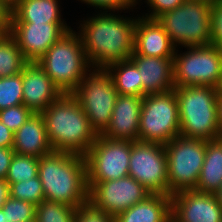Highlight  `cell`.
Masks as SVG:
<instances>
[{
    "mask_svg": "<svg viewBox=\"0 0 222 222\" xmlns=\"http://www.w3.org/2000/svg\"><path fill=\"white\" fill-rule=\"evenodd\" d=\"M100 12L83 20L77 32L92 68H106L111 63L129 59L134 51L137 19Z\"/></svg>",
    "mask_w": 222,
    "mask_h": 222,
    "instance_id": "cell-1",
    "label": "cell"
},
{
    "mask_svg": "<svg viewBox=\"0 0 222 222\" xmlns=\"http://www.w3.org/2000/svg\"><path fill=\"white\" fill-rule=\"evenodd\" d=\"M38 177L45 200L78 207L88 200L85 156L66 151H52L39 158Z\"/></svg>",
    "mask_w": 222,
    "mask_h": 222,
    "instance_id": "cell-2",
    "label": "cell"
},
{
    "mask_svg": "<svg viewBox=\"0 0 222 222\" xmlns=\"http://www.w3.org/2000/svg\"><path fill=\"white\" fill-rule=\"evenodd\" d=\"M41 115L53 151L84 156L96 141L98 134L73 94L62 93Z\"/></svg>",
    "mask_w": 222,
    "mask_h": 222,
    "instance_id": "cell-3",
    "label": "cell"
},
{
    "mask_svg": "<svg viewBox=\"0 0 222 222\" xmlns=\"http://www.w3.org/2000/svg\"><path fill=\"white\" fill-rule=\"evenodd\" d=\"M180 136L210 141L221 137L218 126L219 90L212 86L175 87Z\"/></svg>",
    "mask_w": 222,
    "mask_h": 222,
    "instance_id": "cell-4",
    "label": "cell"
},
{
    "mask_svg": "<svg viewBox=\"0 0 222 222\" xmlns=\"http://www.w3.org/2000/svg\"><path fill=\"white\" fill-rule=\"evenodd\" d=\"M64 94H72L91 65L77 32L70 29L37 61Z\"/></svg>",
    "mask_w": 222,
    "mask_h": 222,
    "instance_id": "cell-5",
    "label": "cell"
},
{
    "mask_svg": "<svg viewBox=\"0 0 222 222\" xmlns=\"http://www.w3.org/2000/svg\"><path fill=\"white\" fill-rule=\"evenodd\" d=\"M212 6L209 3L186 0L156 20L176 48L179 45L185 48L206 46L212 44Z\"/></svg>",
    "mask_w": 222,
    "mask_h": 222,
    "instance_id": "cell-6",
    "label": "cell"
},
{
    "mask_svg": "<svg viewBox=\"0 0 222 222\" xmlns=\"http://www.w3.org/2000/svg\"><path fill=\"white\" fill-rule=\"evenodd\" d=\"M179 135L180 119L175 88L144 96L139 141L165 145Z\"/></svg>",
    "mask_w": 222,
    "mask_h": 222,
    "instance_id": "cell-7",
    "label": "cell"
},
{
    "mask_svg": "<svg viewBox=\"0 0 222 222\" xmlns=\"http://www.w3.org/2000/svg\"><path fill=\"white\" fill-rule=\"evenodd\" d=\"M189 50V51H188ZM175 87L212 86L222 80V48L215 44L187 47V51L173 57Z\"/></svg>",
    "mask_w": 222,
    "mask_h": 222,
    "instance_id": "cell-8",
    "label": "cell"
},
{
    "mask_svg": "<svg viewBox=\"0 0 222 222\" xmlns=\"http://www.w3.org/2000/svg\"><path fill=\"white\" fill-rule=\"evenodd\" d=\"M164 148L167 155L168 195L195 189L205 160L206 141L179 135Z\"/></svg>",
    "mask_w": 222,
    "mask_h": 222,
    "instance_id": "cell-9",
    "label": "cell"
},
{
    "mask_svg": "<svg viewBox=\"0 0 222 222\" xmlns=\"http://www.w3.org/2000/svg\"><path fill=\"white\" fill-rule=\"evenodd\" d=\"M72 94L87 115L91 127L98 135L101 134L110 123L118 96L109 72L105 68H90Z\"/></svg>",
    "mask_w": 222,
    "mask_h": 222,
    "instance_id": "cell-10",
    "label": "cell"
},
{
    "mask_svg": "<svg viewBox=\"0 0 222 222\" xmlns=\"http://www.w3.org/2000/svg\"><path fill=\"white\" fill-rule=\"evenodd\" d=\"M130 154V141L111 140L99 134L84 155L87 183H99L129 176Z\"/></svg>",
    "mask_w": 222,
    "mask_h": 222,
    "instance_id": "cell-11",
    "label": "cell"
},
{
    "mask_svg": "<svg viewBox=\"0 0 222 222\" xmlns=\"http://www.w3.org/2000/svg\"><path fill=\"white\" fill-rule=\"evenodd\" d=\"M129 176L151 194L168 195L167 155L163 144L131 142Z\"/></svg>",
    "mask_w": 222,
    "mask_h": 222,
    "instance_id": "cell-12",
    "label": "cell"
},
{
    "mask_svg": "<svg viewBox=\"0 0 222 222\" xmlns=\"http://www.w3.org/2000/svg\"><path fill=\"white\" fill-rule=\"evenodd\" d=\"M87 184L88 200L114 217L151 195L141 183L131 176Z\"/></svg>",
    "mask_w": 222,
    "mask_h": 222,
    "instance_id": "cell-13",
    "label": "cell"
},
{
    "mask_svg": "<svg viewBox=\"0 0 222 222\" xmlns=\"http://www.w3.org/2000/svg\"><path fill=\"white\" fill-rule=\"evenodd\" d=\"M67 23H11L10 34L28 62H37L67 31Z\"/></svg>",
    "mask_w": 222,
    "mask_h": 222,
    "instance_id": "cell-14",
    "label": "cell"
},
{
    "mask_svg": "<svg viewBox=\"0 0 222 222\" xmlns=\"http://www.w3.org/2000/svg\"><path fill=\"white\" fill-rule=\"evenodd\" d=\"M171 222H222L213 193L184 190L171 195Z\"/></svg>",
    "mask_w": 222,
    "mask_h": 222,
    "instance_id": "cell-15",
    "label": "cell"
},
{
    "mask_svg": "<svg viewBox=\"0 0 222 222\" xmlns=\"http://www.w3.org/2000/svg\"><path fill=\"white\" fill-rule=\"evenodd\" d=\"M143 97L118 94L107 128L100 134L111 140L139 141Z\"/></svg>",
    "mask_w": 222,
    "mask_h": 222,
    "instance_id": "cell-16",
    "label": "cell"
},
{
    "mask_svg": "<svg viewBox=\"0 0 222 222\" xmlns=\"http://www.w3.org/2000/svg\"><path fill=\"white\" fill-rule=\"evenodd\" d=\"M23 104L33 113H41L62 92L37 62H28L22 71Z\"/></svg>",
    "mask_w": 222,
    "mask_h": 222,
    "instance_id": "cell-17",
    "label": "cell"
},
{
    "mask_svg": "<svg viewBox=\"0 0 222 222\" xmlns=\"http://www.w3.org/2000/svg\"><path fill=\"white\" fill-rule=\"evenodd\" d=\"M129 59L140 72L142 97L175 88L173 57L132 54Z\"/></svg>",
    "mask_w": 222,
    "mask_h": 222,
    "instance_id": "cell-18",
    "label": "cell"
},
{
    "mask_svg": "<svg viewBox=\"0 0 222 222\" xmlns=\"http://www.w3.org/2000/svg\"><path fill=\"white\" fill-rule=\"evenodd\" d=\"M176 47L156 19L138 17L134 30L132 54L155 57H174Z\"/></svg>",
    "mask_w": 222,
    "mask_h": 222,
    "instance_id": "cell-19",
    "label": "cell"
},
{
    "mask_svg": "<svg viewBox=\"0 0 222 222\" xmlns=\"http://www.w3.org/2000/svg\"><path fill=\"white\" fill-rule=\"evenodd\" d=\"M12 149L15 154L40 158L53 151L41 113H33L14 133Z\"/></svg>",
    "mask_w": 222,
    "mask_h": 222,
    "instance_id": "cell-20",
    "label": "cell"
},
{
    "mask_svg": "<svg viewBox=\"0 0 222 222\" xmlns=\"http://www.w3.org/2000/svg\"><path fill=\"white\" fill-rule=\"evenodd\" d=\"M115 222H171V196L151 194L118 214Z\"/></svg>",
    "mask_w": 222,
    "mask_h": 222,
    "instance_id": "cell-21",
    "label": "cell"
},
{
    "mask_svg": "<svg viewBox=\"0 0 222 222\" xmlns=\"http://www.w3.org/2000/svg\"><path fill=\"white\" fill-rule=\"evenodd\" d=\"M58 1L60 0H15L12 4L11 23H65L61 18Z\"/></svg>",
    "mask_w": 222,
    "mask_h": 222,
    "instance_id": "cell-22",
    "label": "cell"
},
{
    "mask_svg": "<svg viewBox=\"0 0 222 222\" xmlns=\"http://www.w3.org/2000/svg\"><path fill=\"white\" fill-rule=\"evenodd\" d=\"M222 185V137L206 141L205 160L194 190L214 193Z\"/></svg>",
    "mask_w": 222,
    "mask_h": 222,
    "instance_id": "cell-23",
    "label": "cell"
},
{
    "mask_svg": "<svg viewBox=\"0 0 222 222\" xmlns=\"http://www.w3.org/2000/svg\"><path fill=\"white\" fill-rule=\"evenodd\" d=\"M105 69L112 77L118 94L142 97L140 72L130 59L111 63Z\"/></svg>",
    "mask_w": 222,
    "mask_h": 222,
    "instance_id": "cell-24",
    "label": "cell"
},
{
    "mask_svg": "<svg viewBox=\"0 0 222 222\" xmlns=\"http://www.w3.org/2000/svg\"><path fill=\"white\" fill-rule=\"evenodd\" d=\"M28 61L10 33L0 35V78L21 73Z\"/></svg>",
    "mask_w": 222,
    "mask_h": 222,
    "instance_id": "cell-25",
    "label": "cell"
},
{
    "mask_svg": "<svg viewBox=\"0 0 222 222\" xmlns=\"http://www.w3.org/2000/svg\"><path fill=\"white\" fill-rule=\"evenodd\" d=\"M76 207L44 200L36 206L35 222H74Z\"/></svg>",
    "mask_w": 222,
    "mask_h": 222,
    "instance_id": "cell-26",
    "label": "cell"
},
{
    "mask_svg": "<svg viewBox=\"0 0 222 222\" xmlns=\"http://www.w3.org/2000/svg\"><path fill=\"white\" fill-rule=\"evenodd\" d=\"M39 158L14 154L10 163L6 181L10 184L25 182L38 176Z\"/></svg>",
    "mask_w": 222,
    "mask_h": 222,
    "instance_id": "cell-27",
    "label": "cell"
},
{
    "mask_svg": "<svg viewBox=\"0 0 222 222\" xmlns=\"http://www.w3.org/2000/svg\"><path fill=\"white\" fill-rule=\"evenodd\" d=\"M22 72L0 78V111L23 104Z\"/></svg>",
    "mask_w": 222,
    "mask_h": 222,
    "instance_id": "cell-28",
    "label": "cell"
},
{
    "mask_svg": "<svg viewBox=\"0 0 222 222\" xmlns=\"http://www.w3.org/2000/svg\"><path fill=\"white\" fill-rule=\"evenodd\" d=\"M10 196L36 206L45 200L42 183L38 176L25 182L10 184Z\"/></svg>",
    "mask_w": 222,
    "mask_h": 222,
    "instance_id": "cell-29",
    "label": "cell"
},
{
    "mask_svg": "<svg viewBox=\"0 0 222 222\" xmlns=\"http://www.w3.org/2000/svg\"><path fill=\"white\" fill-rule=\"evenodd\" d=\"M6 222H32L35 221L36 205L17 200L11 196L2 206Z\"/></svg>",
    "mask_w": 222,
    "mask_h": 222,
    "instance_id": "cell-30",
    "label": "cell"
},
{
    "mask_svg": "<svg viewBox=\"0 0 222 222\" xmlns=\"http://www.w3.org/2000/svg\"><path fill=\"white\" fill-rule=\"evenodd\" d=\"M74 222H115V217L86 200L76 208Z\"/></svg>",
    "mask_w": 222,
    "mask_h": 222,
    "instance_id": "cell-31",
    "label": "cell"
},
{
    "mask_svg": "<svg viewBox=\"0 0 222 222\" xmlns=\"http://www.w3.org/2000/svg\"><path fill=\"white\" fill-rule=\"evenodd\" d=\"M33 112L24 104L0 111V121L14 133L27 121Z\"/></svg>",
    "mask_w": 222,
    "mask_h": 222,
    "instance_id": "cell-32",
    "label": "cell"
},
{
    "mask_svg": "<svg viewBox=\"0 0 222 222\" xmlns=\"http://www.w3.org/2000/svg\"><path fill=\"white\" fill-rule=\"evenodd\" d=\"M86 3L88 6H95V9H103V12L109 10V12L113 11H122L127 9H132L136 5L131 0H80ZM116 10V11H115Z\"/></svg>",
    "mask_w": 222,
    "mask_h": 222,
    "instance_id": "cell-33",
    "label": "cell"
},
{
    "mask_svg": "<svg viewBox=\"0 0 222 222\" xmlns=\"http://www.w3.org/2000/svg\"><path fill=\"white\" fill-rule=\"evenodd\" d=\"M186 0H146L151 8V13L142 16L149 19H156L161 14L173 10L183 4Z\"/></svg>",
    "mask_w": 222,
    "mask_h": 222,
    "instance_id": "cell-34",
    "label": "cell"
},
{
    "mask_svg": "<svg viewBox=\"0 0 222 222\" xmlns=\"http://www.w3.org/2000/svg\"><path fill=\"white\" fill-rule=\"evenodd\" d=\"M212 44L222 48V0L212 6Z\"/></svg>",
    "mask_w": 222,
    "mask_h": 222,
    "instance_id": "cell-35",
    "label": "cell"
},
{
    "mask_svg": "<svg viewBox=\"0 0 222 222\" xmlns=\"http://www.w3.org/2000/svg\"><path fill=\"white\" fill-rule=\"evenodd\" d=\"M12 5L7 0H0V35L10 32Z\"/></svg>",
    "mask_w": 222,
    "mask_h": 222,
    "instance_id": "cell-36",
    "label": "cell"
},
{
    "mask_svg": "<svg viewBox=\"0 0 222 222\" xmlns=\"http://www.w3.org/2000/svg\"><path fill=\"white\" fill-rule=\"evenodd\" d=\"M14 154L15 152L12 148L0 147V179H6Z\"/></svg>",
    "mask_w": 222,
    "mask_h": 222,
    "instance_id": "cell-37",
    "label": "cell"
},
{
    "mask_svg": "<svg viewBox=\"0 0 222 222\" xmlns=\"http://www.w3.org/2000/svg\"><path fill=\"white\" fill-rule=\"evenodd\" d=\"M14 144V132L0 121V147L12 148Z\"/></svg>",
    "mask_w": 222,
    "mask_h": 222,
    "instance_id": "cell-38",
    "label": "cell"
},
{
    "mask_svg": "<svg viewBox=\"0 0 222 222\" xmlns=\"http://www.w3.org/2000/svg\"><path fill=\"white\" fill-rule=\"evenodd\" d=\"M10 197V185L6 179H0V208Z\"/></svg>",
    "mask_w": 222,
    "mask_h": 222,
    "instance_id": "cell-39",
    "label": "cell"
},
{
    "mask_svg": "<svg viewBox=\"0 0 222 222\" xmlns=\"http://www.w3.org/2000/svg\"><path fill=\"white\" fill-rule=\"evenodd\" d=\"M217 107H218V126H219L220 136L222 137V94L220 93L218 94Z\"/></svg>",
    "mask_w": 222,
    "mask_h": 222,
    "instance_id": "cell-40",
    "label": "cell"
},
{
    "mask_svg": "<svg viewBox=\"0 0 222 222\" xmlns=\"http://www.w3.org/2000/svg\"><path fill=\"white\" fill-rule=\"evenodd\" d=\"M216 201L222 207V185L213 193Z\"/></svg>",
    "mask_w": 222,
    "mask_h": 222,
    "instance_id": "cell-41",
    "label": "cell"
},
{
    "mask_svg": "<svg viewBox=\"0 0 222 222\" xmlns=\"http://www.w3.org/2000/svg\"><path fill=\"white\" fill-rule=\"evenodd\" d=\"M191 1H198V2L209 3L211 5H214L219 0H191Z\"/></svg>",
    "mask_w": 222,
    "mask_h": 222,
    "instance_id": "cell-42",
    "label": "cell"
},
{
    "mask_svg": "<svg viewBox=\"0 0 222 222\" xmlns=\"http://www.w3.org/2000/svg\"><path fill=\"white\" fill-rule=\"evenodd\" d=\"M0 222H6L5 214L2 208H0Z\"/></svg>",
    "mask_w": 222,
    "mask_h": 222,
    "instance_id": "cell-43",
    "label": "cell"
},
{
    "mask_svg": "<svg viewBox=\"0 0 222 222\" xmlns=\"http://www.w3.org/2000/svg\"><path fill=\"white\" fill-rule=\"evenodd\" d=\"M218 90H219V93L222 94V80H221L220 86L218 87Z\"/></svg>",
    "mask_w": 222,
    "mask_h": 222,
    "instance_id": "cell-44",
    "label": "cell"
},
{
    "mask_svg": "<svg viewBox=\"0 0 222 222\" xmlns=\"http://www.w3.org/2000/svg\"><path fill=\"white\" fill-rule=\"evenodd\" d=\"M135 5L138 3V1L137 0H131Z\"/></svg>",
    "mask_w": 222,
    "mask_h": 222,
    "instance_id": "cell-45",
    "label": "cell"
},
{
    "mask_svg": "<svg viewBox=\"0 0 222 222\" xmlns=\"http://www.w3.org/2000/svg\"><path fill=\"white\" fill-rule=\"evenodd\" d=\"M7 1L12 5L15 0H7Z\"/></svg>",
    "mask_w": 222,
    "mask_h": 222,
    "instance_id": "cell-46",
    "label": "cell"
}]
</instances>
